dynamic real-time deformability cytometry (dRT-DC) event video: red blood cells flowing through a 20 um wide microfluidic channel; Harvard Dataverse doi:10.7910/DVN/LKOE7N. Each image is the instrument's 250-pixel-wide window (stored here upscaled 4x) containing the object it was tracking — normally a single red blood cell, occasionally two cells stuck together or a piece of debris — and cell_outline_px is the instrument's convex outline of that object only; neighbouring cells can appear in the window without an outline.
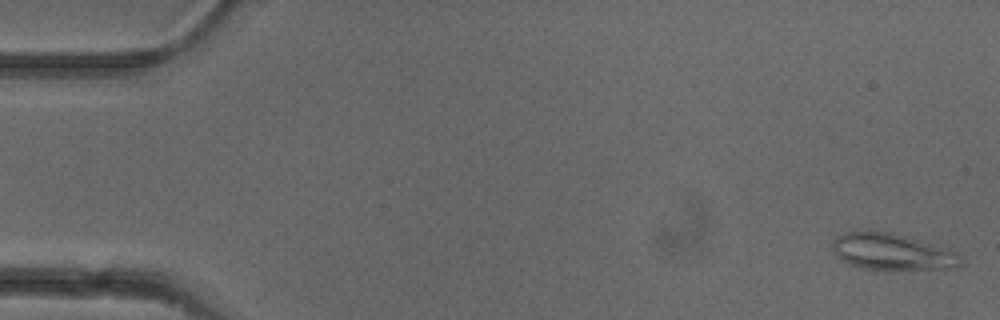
{"species": "common noctule bat (a hibernating species)", "species_latin": "Nyctalus noctula", "temperature_condition": "cold", "stored_images_in_passage": 50, "camera_frame_rate_fps": 3000, "um_per_image_px": 0.085, "animal": {"sex": "female"}, "frame": {"image": 1, "passage_image": 1, "time_ms": 0.0, "image_size_px": [1000, 320], "cell_outline_px": [[964, 264], [960, 268], [864, 268], [840, 260], [836, 256], [832, 248], [832, 240], [836, 236], [844, 232], [868, 228], [892, 232], [908, 236], [956, 252], [964, 260]], "centroid_in_image_um": [75.79, 21.34], "position_along_channel_um": 9.2, "area_um2": 27.46}}
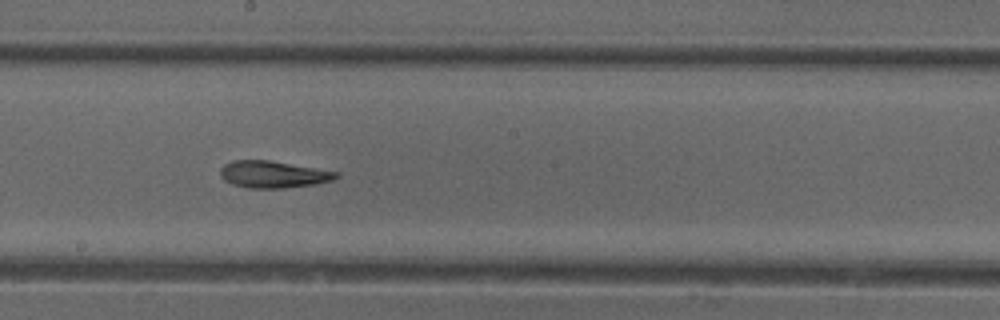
{"frame": {"image": 2, "passage_image": 28, "time_ms": 9.0, "image_size_px": [1000, 320], "cell_outline_px": [[340, 176], [332, 180], [316, 184], [284, 188], [248, 188], [232, 184], [224, 180], [220, 176], [220, 168], [224, 164], [232, 160], [268, 160], [340, 172]], "centroid_in_image_um": [23.21, 14.82], "position_along_channel_um": 225.0, "area_um2": 18.26}}
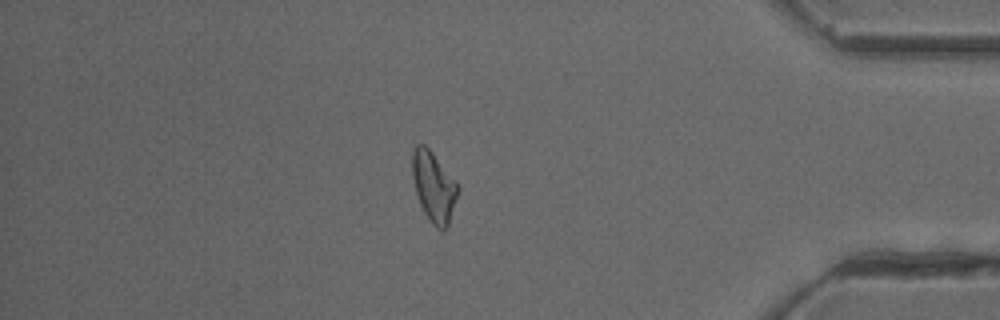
{"frame": {"image": 3, "passage_image": 44, "time_ms": 14.333, "image_size_px": [1000, 320], "cell_outline_px": [[460, 188], [448, 228], [444, 232], [436, 228], [432, 224], [424, 212], [420, 204], [416, 192], [412, 176], [412, 152], [416, 144], [424, 144], [432, 152], [456, 180]], "centroid_in_image_um": [36.89, 15.9], "position_along_channel_um": 398.3, "area_um2": 18.9}, "authors_computed_cell_mechanics": {"area_um2": 18.8717, "velocity_mm_per_s": 3.9402, "shape_relaxation_time_tau1_ms": 9.0357, "shape_relaxation_time_tau2_ms": 4.876, "deformation_change_tau1": 0.225, "deformation_change_tau2": 0.1205}}